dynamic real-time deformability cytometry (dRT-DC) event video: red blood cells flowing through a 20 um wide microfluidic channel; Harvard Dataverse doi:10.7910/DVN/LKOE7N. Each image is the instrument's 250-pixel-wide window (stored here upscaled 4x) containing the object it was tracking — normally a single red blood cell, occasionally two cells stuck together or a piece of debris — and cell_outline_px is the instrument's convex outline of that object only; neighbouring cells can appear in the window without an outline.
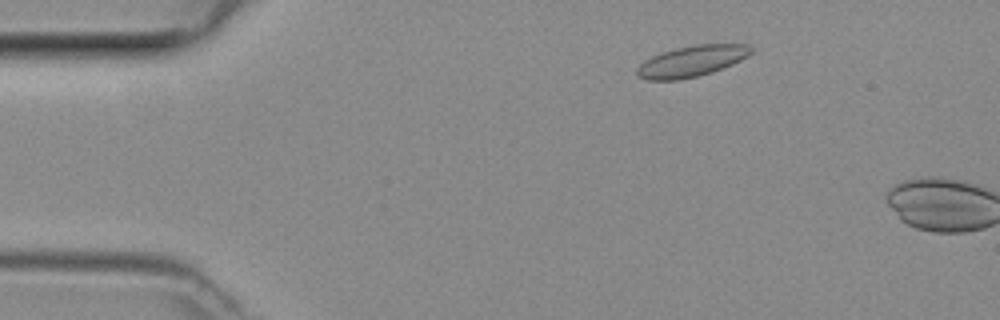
{"species": "common noctule bat (a hibernating species)", "species_latin": "Nyctalus noctula", "temperature_condition": "room temperature", "stored_images_in_passage": 6, "camera_frame_rate_fps": 3000, "um_per_image_px": 0.085, "animal": {"sex": "female", "body_mass_g": 29.2, "forearm_length_mm": 56.3}, "frame": {"image": 1, "passage_image": 5, "time_ms": 1.333, "image_size_px": [1000, 320], "cell_outline_px": [[752, 52], [748, 56], [732, 64], [712, 72], [680, 80], [648, 80], [640, 76], [636, 72], [636, 68], [644, 60], [652, 56], [676, 48], [696, 44], [748, 44], [752, 48]], "centroid_in_image_um": [58.8, 5.19], "position_along_channel_um": 26.2, "area_um2": 20.46}}